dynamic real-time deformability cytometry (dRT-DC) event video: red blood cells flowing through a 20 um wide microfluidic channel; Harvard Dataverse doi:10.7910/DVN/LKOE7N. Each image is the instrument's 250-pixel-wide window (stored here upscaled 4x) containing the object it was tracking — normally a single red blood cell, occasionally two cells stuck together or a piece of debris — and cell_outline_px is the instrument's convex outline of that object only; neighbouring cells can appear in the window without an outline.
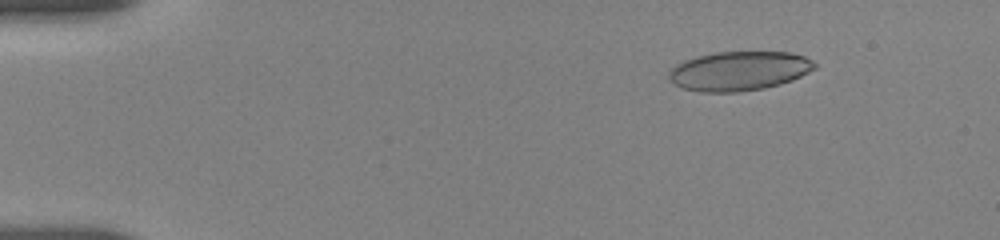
{"species": "human", "species_latin": "Homo sapiens", "temperature_condition": "room temperature", "stored_images_in_passage": 12, "camera_frame_rate_fps": 3000, "um_per_image_px": 0.085, "donor": {"sex": "female"}, "frame": {"image": 1, "passage_image": 4, "time_ms": 2.0, "image_size_px": [1000, 240], "cell_outline_px": [[816, 68], [792, 80], [780, 84], [764, 88], [736, 92], [700, 92], [680, 88], [668, 76], [668, 72], [676, 64], [684, 60], [696, 56], [716, 52], [792, 52], [804, 56], [812, 60], [816, 64]], "centroid_in_image_um": [62.81, 6.03], "position_along_channel_um": 22.2, "area_um2": 33.41}}
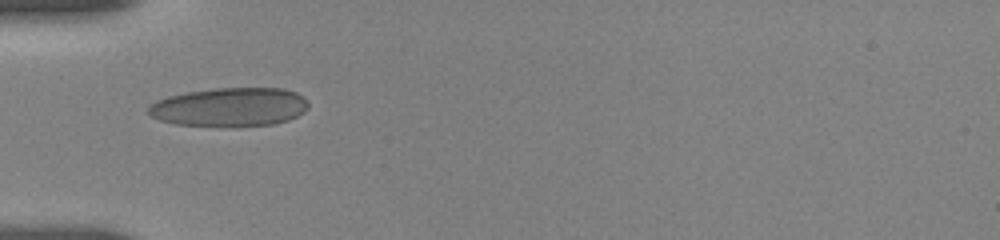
{"frame": {"image": 2, "passage_image": 9, "time_ms": 5.667, "image_size_px": [1000, 240], "cell_outline_px": [[308, 108], [304, 112], [288, 120], [272, 124], [232, 128], [176, 124], [160, 120], [152, 116], [148, 112], [148, 108], [156, 100], [168, 96], [188, 92], [216, 88], [284, 88], [296, 92], [304, 96], [308, 100]], "centroid_in_image_um": [19.56, 9.11], "position_along_channel_um": 65.4, "area_um2": 36.7}}
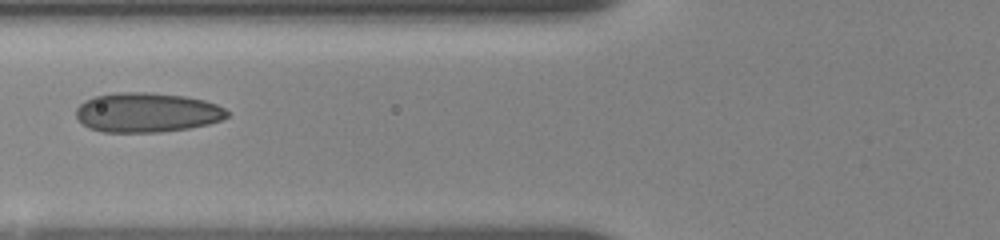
{"frame": {"image": 3, "passage_image": 11, "time_ms": 7.0, "image_size_px": [1000, 240], "cell_outline_px": [[228, 116], [220, 120], [208, 124], [188, 128], [160, 132], [104, 132], [88, 128], [76, 120], [76, 108], [84, 100], [96, 96], [116, 92], [148, 92], [184, 96], [204, 100], [216, 104], [224, 108], [228, 112]], "centroid_in_image_um": [12.44, 9.56], "position_along_channel_um": 113.4, "area_um2": 34.97}}